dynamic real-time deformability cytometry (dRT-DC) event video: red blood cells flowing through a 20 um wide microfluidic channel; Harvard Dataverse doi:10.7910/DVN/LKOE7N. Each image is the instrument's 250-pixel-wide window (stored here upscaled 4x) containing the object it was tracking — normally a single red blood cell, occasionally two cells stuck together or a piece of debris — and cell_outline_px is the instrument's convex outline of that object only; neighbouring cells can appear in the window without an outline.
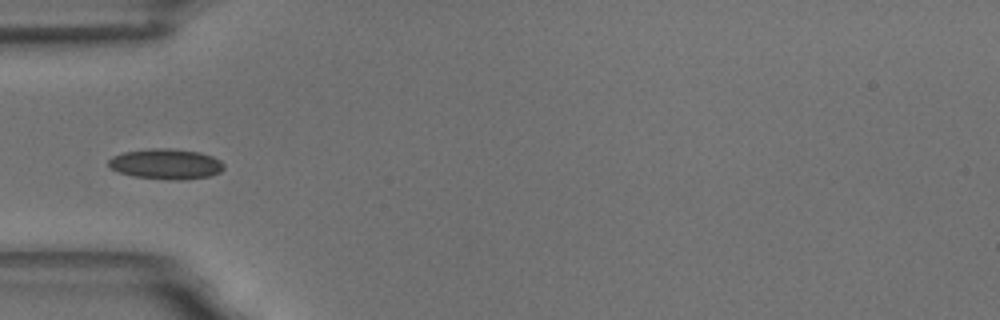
{"species": "common noctule bat (a hibernating species)", "species_latin": "Nyctalus noctula", "temperature_condition": "room temperature", "stored_images_in_passage": 8, "camera_frame_rate_fps": 3000, "um_per_image_px": 0.085, "animal": {"sex": "male", "body_mass_g": 18.8}, "frame": {"image": 1, "passage_image": 6, "time_ms": 6.0, "image_size_px": [1000, 320], "cell_outline_px": [[224, 168], [220, 172], [208, 176], [180, 180], [168, 180], [132, 176], [120, 172], [112, 168], [108, 164], [108, 160], [112, 156], [124, 152], [152, 148], [172, 148], [200, 152], [212, 156], [220, 160], [224, 164]], "centroid_in_image_um": [14.12, 13.93], "position_along_channel_um": 70.9, "area_um2": 20.46}}
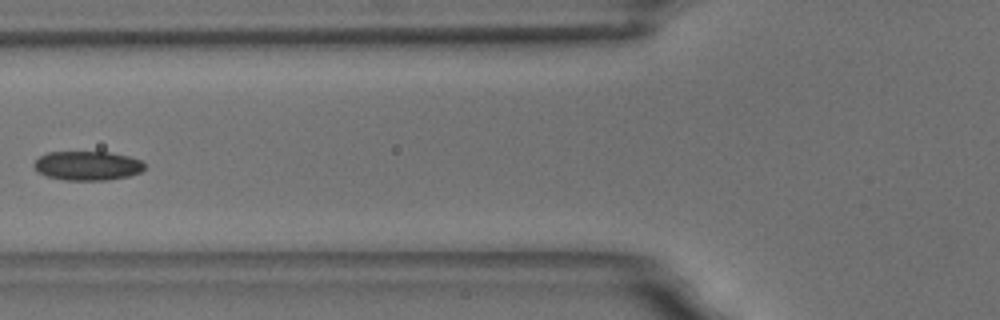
{"frame": {"image": 2, "passage_image": 7, "time_ms": 7.333, "image_size_px": [1000, 320], "cell_outline_px": [[144, 168], [140, 172], [128, 176], [108, 180], [64, 180], [48, 176], [36, 172], [32, 164], [40, 156], [48, 152], [108, 152], [128, 156], [140, 160], [144, 164]], "centroid_in_image_um": [7.4, 14.09], "position_along_channel_um": 118.4, "area_um2": 18.79}}
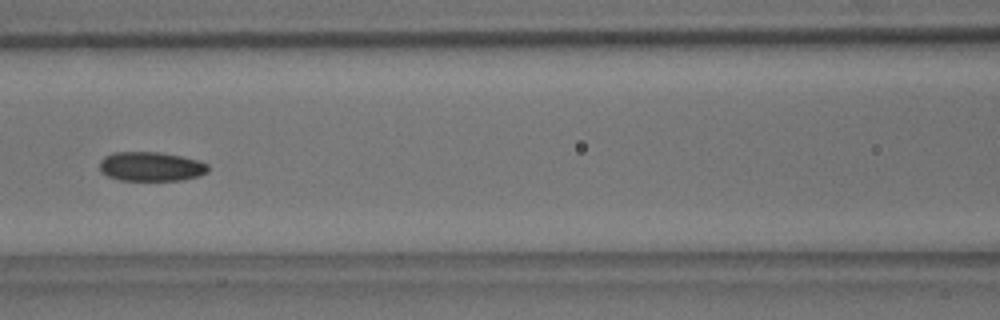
{"frame": {"image": 3, "passage_image": 8, "time_ms": 8.333, "image_size_px": [1000, 320], "cell_outline_px": [[208, 172], [200, 176], [184, 180], [120, 180], [108, 176], [100, 172], [100, 160], [104, 156], [112, 152], [160, 152], [180, 156], [196, 160], [208, 164]], "centroid_in_image_um": [12.82, 14.15], "position_along_channel_um": 153.8, "area_um2": 18.61}}